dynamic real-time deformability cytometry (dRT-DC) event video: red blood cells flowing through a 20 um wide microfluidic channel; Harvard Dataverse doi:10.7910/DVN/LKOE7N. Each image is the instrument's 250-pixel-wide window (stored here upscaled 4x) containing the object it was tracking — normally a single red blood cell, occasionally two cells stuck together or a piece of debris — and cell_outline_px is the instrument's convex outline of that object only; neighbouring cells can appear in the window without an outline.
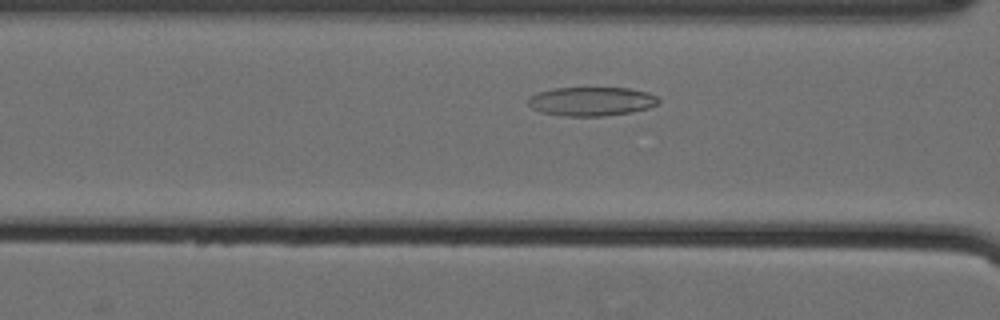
{"species": "Egyptian fruit bat (a non-hibernating species)", "species_latin": "Rousettus aegyptiacus", "temperature_condition": "cold", "stored_images_in_passage": 38, "camera_frame_rate_fps": 3000, "um_per_image_px": 0.085, "animal": {"sex": "female"}, "frame": {"image": 1, "passage_image": 10, "time_ms": 3.0, "image_size_px": [1000, 320], "cell_outline_px": [[660, 100], [656, 104], [648, 108], [632, 112], [604, 116], [564, 116], [540, 112], [532, 108], [528, 104], [528, 96], [536, 92], [552, 88], [628, 88], [648, 92], [656, 96]], "centroid_in_image_um": [50.23, 8.61], "position_along_channel_um": 116.4, "area_um2": 22.14}}
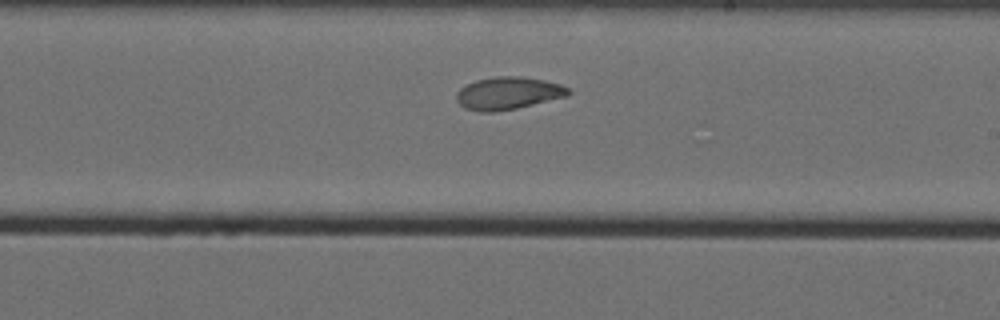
{"frame": {"image": 2, "passage_image": 21, "time_ms": 6.667, "image_size_px": [1000, 320], "cell_outline_px": [[572, 92], [568, 96], [516, 108], [492, 112], [480, 112], [464, 108], [456, 100], [456, 92], [460, 88], [476, 80], [496, 76], [524, 76], [544, 80], [560, 84], [568, 88]], "centroid_in_image_um": [43.19, 7.92], "position_along_channel_um": 245.8, "area_um2": 21.27}}
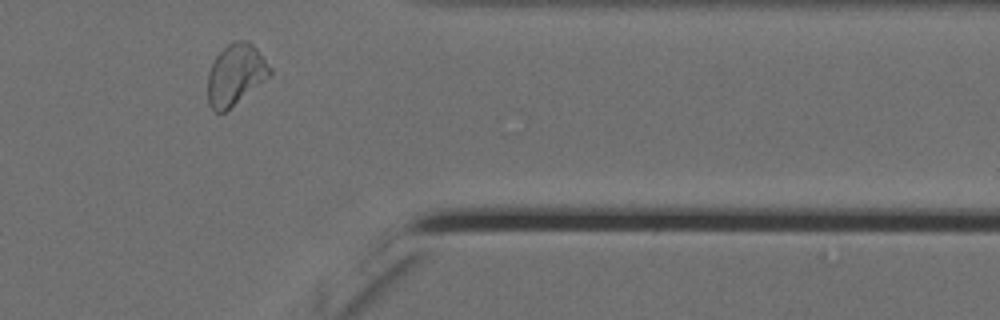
{"frame": {"image": 3, "passage_image": 34, "time_ms": 11.0, "image_size_px": [1000, 320], "cell_outline_px": [[272, 72], [268, 76], [224, 112], [216, 112], [208, 104], [208, 72], [216, 56], [228, 44], [236, 40], [248, 40], [256, 48], [272, 68]], "centroid_in_image_um": [20.0, 6.31], "position_along_channel_um": 391.4, "area_um2": 21.56}, "authors_computed_cell_mechanics": {"area_um2": 21.386, "velocity_mm_per_s": 3.5307, "shape_relaxation_time_tau1_ms": 6.2139, "shape_relaxation_time_tau2_ms": 2.591, "deformation_change_tau1": 0.1474, "deformation_change_tau2": 0.0722}}